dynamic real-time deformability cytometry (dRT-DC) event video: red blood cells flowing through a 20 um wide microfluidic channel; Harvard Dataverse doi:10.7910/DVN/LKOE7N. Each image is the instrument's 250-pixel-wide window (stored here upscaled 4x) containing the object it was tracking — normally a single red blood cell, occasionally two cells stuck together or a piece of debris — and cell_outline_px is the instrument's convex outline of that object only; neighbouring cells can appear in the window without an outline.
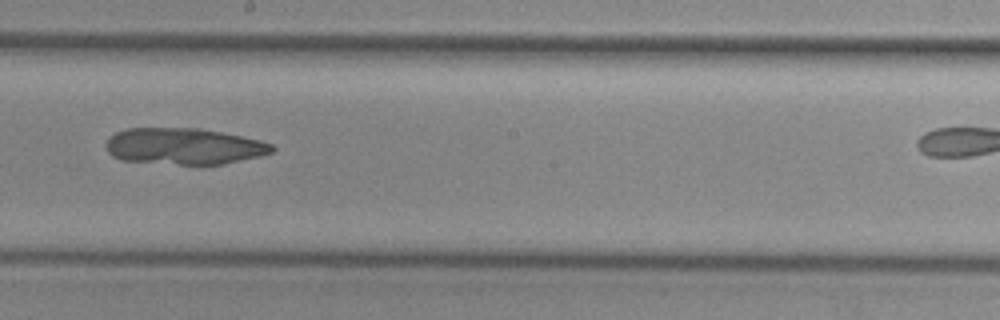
{"species": "common noctule bat (a hibernating species)", "species_latin": "Nyctalus noctula", "temperature_condition": "cold", "stored_images_in_passage": 44, "camera_frame_rate_fps": 3000, "um_per_image_px": 0.085, "animal": {"sex": "female", "body_mass_g": 29.2, "forearm_length_mm": 56.3}, "frame": {"image": 1, "passage_image": 30, "time_ms": 9.667, "image_size_px": [1000, 320], "cell_outline_px": [[276, 148], [272, 152], [260, 156], [224, 164], [180, 164], [120, 160], [112, 156], [108, 152], [104, 144], [108, 136], [116, 132], [128, 128], [200, 128], [260, 140], [272, 144]], "centroid_in_image_um": [15.6, 12.43], "position_along_channel_um": 232.6, "area_um2": 35.26}}
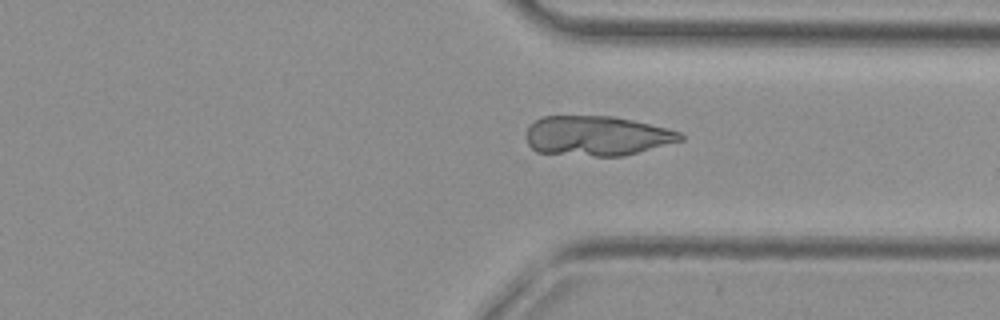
{"frame": {"image": 2, "passage_image": 40, "time_ms": 13.0, "image_size_px": [1000, 320], "cell_outline_px": [[684, 140], [624, 156], [596, 156], [536, 152], [528, 144], [528, 128], [536, 120], [544, 116], [612, 116], [632, 120], [668, 128], [680, 132], [684, 136]], "centroid_in_image_um": [50.78, 11.55], "position_along_channel_um": 360.6, "area_um2": 35.6}}